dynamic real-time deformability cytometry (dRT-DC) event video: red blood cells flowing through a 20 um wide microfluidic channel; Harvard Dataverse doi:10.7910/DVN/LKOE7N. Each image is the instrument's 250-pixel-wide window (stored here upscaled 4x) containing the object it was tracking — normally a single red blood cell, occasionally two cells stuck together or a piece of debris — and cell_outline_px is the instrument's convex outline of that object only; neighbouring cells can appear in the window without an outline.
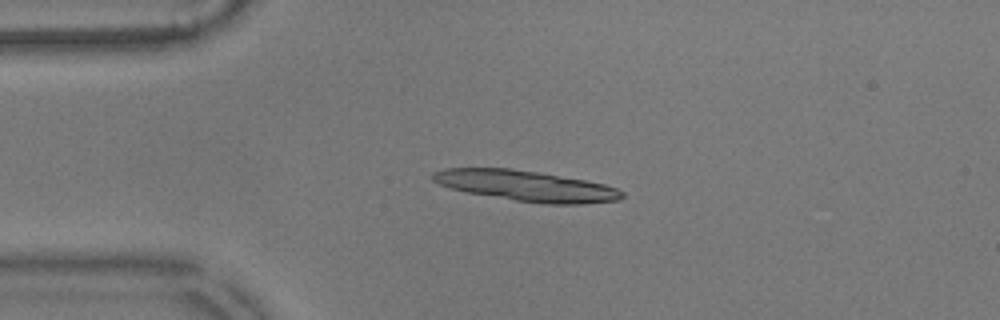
{"species": "common noctule bat (a hibernating species)", "species_latin": "Nyctalus noctula", "temperature_condition": "warm", "stored_images_in_passage": 43, "camera_frame_rate_fps": 3000, "um_per_image_px": 0.085, "animal": {"sex": "male", "body_mass_g": 17.9}, "frame": {"image": 1, "passage_image": 1, "time_ms": 0.0, "image_size_px": [1000, 320], "cell_outline_px": [[624, 196], [620, 200], [580, 204], [544, 204], [516, 200], [468, 192], [452, 188], [440, 184], [432, 180], [432, 172], [444, 168], [512, 168], [584, 180], [604, 184], [616, 188], [624, 192]], "centroid_in_image_um": [44.73, 15.8], "position_along_channel_um": 40.3, "area_um2": 33.41}, "authors_computed_cell_mechanics": {"area_um2": 18.1492, "velocity_mm_per_s": 3.5821, "shape_relaxation_time_tau1_ms": 5.0572, "shape_relaxation_time_tau2_ms": 2.9018, "deformation_change_tau1": 0.1874, "deformation_change_tau2": 0.0905}}